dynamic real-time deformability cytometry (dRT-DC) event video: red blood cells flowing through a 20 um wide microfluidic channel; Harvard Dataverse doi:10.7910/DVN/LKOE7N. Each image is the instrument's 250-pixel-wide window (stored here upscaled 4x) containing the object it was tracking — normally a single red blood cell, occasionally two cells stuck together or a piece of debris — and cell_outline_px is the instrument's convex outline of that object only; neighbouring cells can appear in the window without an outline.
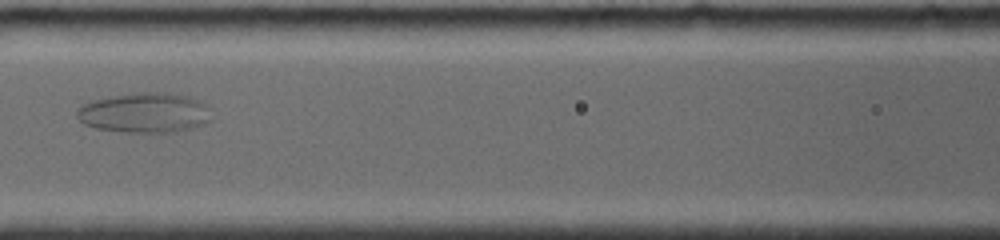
{"species": "common noctule bat (a hibernating species)", "species_latin": "Nyctalus noctula", "temperature_condition": "room temperature", "stored_images_in_passage": 37, "camera_frame_rate_fps": 4000, "um_per_image_px": 0.085, "animal": {"sex": "female", "body_mass_g": 19.0, "forearm_length_mm": 56.7}, "frame": {"image": 1, "passage_image": 7, "time_ms": 2.5, "image_size_px": [1000, 240], "cell_outline_px": [[208, 120], [192, 128], [176, 132], [124, 132], [96, 128], [84, 124], [76, 116], [76, 112], [84, 104], [92, 100], [132, 92], [164, 92], [188, 96], [208, 104]], "centroid_in_image_um": [12.27, 9.57], "position_along_channel_um": 154.3, "area_um2": 31.21}}
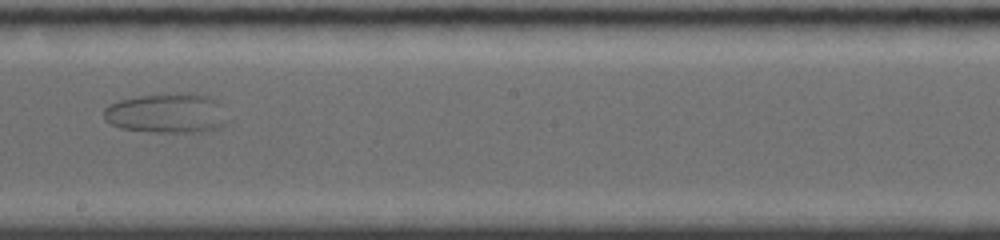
{"frame": {"image": 2, "passage_image": 13, "time_ms": 4.75, "image_size_px": [1000, 240], "cell_outline_px": [[228, 120], [224, 124], [216, 128], [204, 132], [156, 132], [120, 128], [104, 120], [104, 108], [108, 104], [120, 100], [140, 96], [208, 96], [216, 100]], "centroid_in_image_um": [14.13, 9.68], "position_along_channel_um": 234.1, "area_um2": 27.57}}
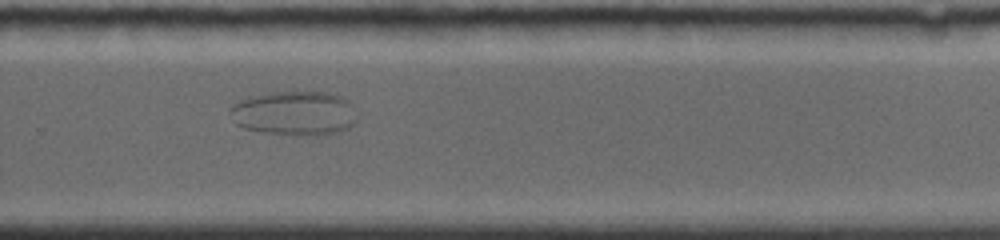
{"frame": {"image": 3, "passage_image": 18, "time_ms": 6.75, "image_size_px": [1000, 240], "cell_outline_px": [[356, 120], [348, 128], [340, 132], [312, 136], [300, 136], [264, 132], [244, 128], [236, 124], [228, 112], [240, 100], [248, 96], [268, 92], [328, 92], [340, 96], [348, 100], [352, 104]], "centroid_in_image_um": [25.03, 9.63], "position_along_channel_um": 304.8, "area_um2": 33.0}}